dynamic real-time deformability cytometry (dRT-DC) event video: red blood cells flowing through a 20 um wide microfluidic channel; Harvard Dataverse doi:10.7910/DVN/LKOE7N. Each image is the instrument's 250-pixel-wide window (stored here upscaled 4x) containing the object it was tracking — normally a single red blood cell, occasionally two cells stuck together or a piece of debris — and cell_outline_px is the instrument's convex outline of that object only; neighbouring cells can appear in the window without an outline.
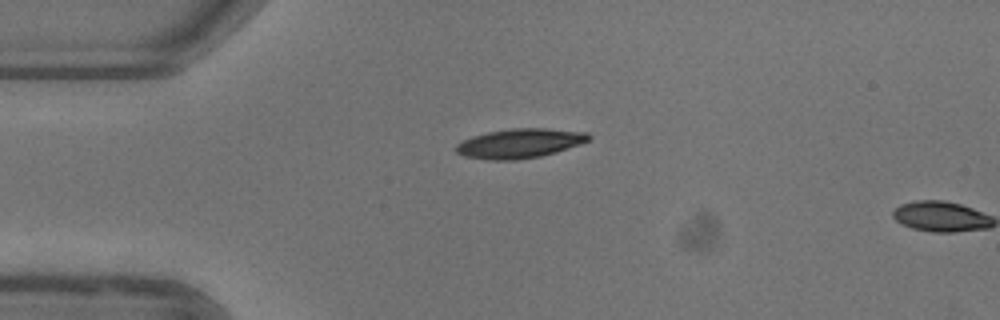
{"species": "common noctule bat (a hibernating species)", "species_latin": "Nyctalus noctula", "temperature_condition": "warm", "stored_images_in_passage": 2, "camera_frame_rate_fps": 3000, "um_per_image_px": 0.085, "animal": {"sex": "female"}, "frame": {"image": 1, "passage_image": 1, "time_ms": 0.0, "image_size_px": [1000, 320], "cell_outline_px": [[592, 136], [588, 140], [580, 144], [556, 152], [540, 156], [516, 160], [488, 160], [464, 156], [456, 152], [456, 144], [472, 136], [488, 132], [512, 128], [544, 128], [588, 132]], "centroid_in_image_um": [44.18, 12.18], "position_along_channel_um": 40.8, "area_um2": 22.72}}